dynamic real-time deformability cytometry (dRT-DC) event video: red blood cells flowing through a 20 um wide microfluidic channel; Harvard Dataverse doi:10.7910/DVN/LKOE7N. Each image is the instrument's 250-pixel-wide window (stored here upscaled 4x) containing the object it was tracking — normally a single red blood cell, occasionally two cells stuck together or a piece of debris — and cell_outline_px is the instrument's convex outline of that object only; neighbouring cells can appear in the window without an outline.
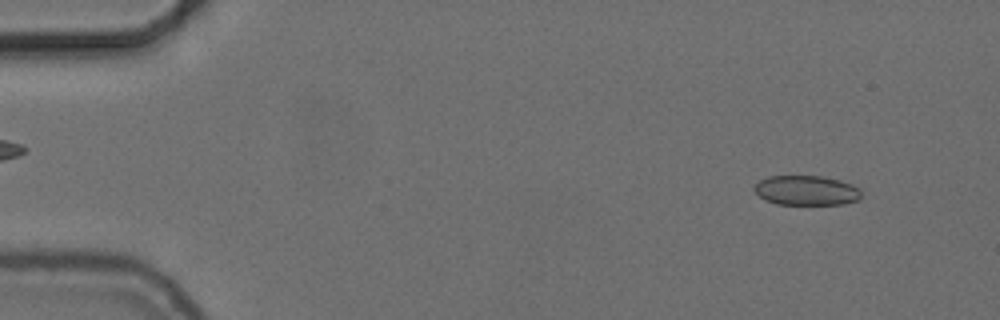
{"species": "common noctule bat (a hibernating species)", "species_latin": "Nyctalus noctula", "temperature_condition": "cold", "stored_images_in_passage": 55, "camera_frame_rate_fps": 3000, "um_per_image_px": 0.085, "animal": {"sex": "female", "body_mass_g": 24.6, "forearm_length_mm": 56.2}, "frame": {"image": 1, "passage_image": 5, "time_ms": 1.333, "image_size_px": [1000, 320], "cell_outline_px": [[860, 200], [844, 204], [776, 204], [764, 200], [752, 188], [760, 180], [768, 176], [820, 176], [840, 180], [852, 184], [860, 188]], "centroid_in_image_um": [68.55, 16.19], "position_along_channel_um": 16.5, "area_um2": 18.61}}
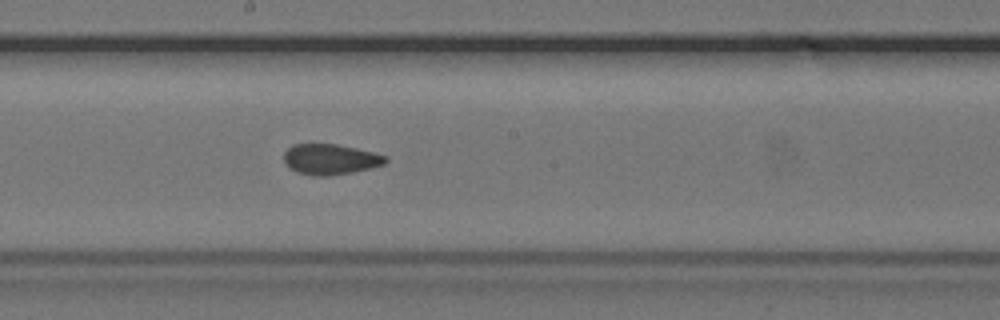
{"frame": {"image": 2, "passage_image": 30, "time_ms": 9.667, "image_size_px": [1000, 320], "cell_outline_px": [[388, 160], [384, 164], [352, 172], [328, 176], [312, 176], [296, 172], [288, 168], [284, 164], [284, 152], [292, 144], [336, 144], [356, 148], [388, 156]], "centroid_in_image_um": [28.03, 13.54], "position_along_channel_um": 220.2, "area_um2": 18.21}}
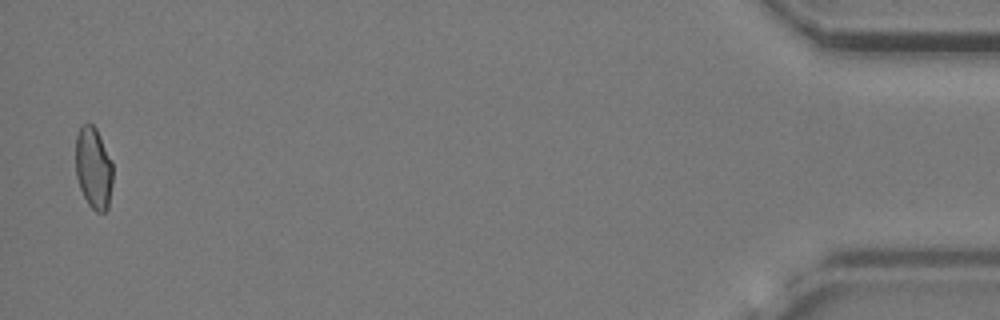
{"frame": {"image": 3, "passage_image": 54, "time_ms": 17.667, "image_size_px": [1000, 320], "cell_outline_px": [[112, 184], [108, 208], [104, 212], [96, 212], [88, 204], [80, 188], [76, 176], [76, 136], [80, 128], [88, 120], [96, 128], [112, 160]], "centroid_in_image_um": [7.95, 14.27], "position_along_channel_um": 427.2, "area_um2": 17.8}, "authors_computed_cell_mechanics": {"area_um2": 18.6116, "velocity_mm_per_s": 3.7335, "shape_relaxation_time_tau1_ms": null, "shape_relaxation_time_tau2_ms": 2.2379, "deformation_change_tau1": null, "deformation_change_tau2": 0.0646}}